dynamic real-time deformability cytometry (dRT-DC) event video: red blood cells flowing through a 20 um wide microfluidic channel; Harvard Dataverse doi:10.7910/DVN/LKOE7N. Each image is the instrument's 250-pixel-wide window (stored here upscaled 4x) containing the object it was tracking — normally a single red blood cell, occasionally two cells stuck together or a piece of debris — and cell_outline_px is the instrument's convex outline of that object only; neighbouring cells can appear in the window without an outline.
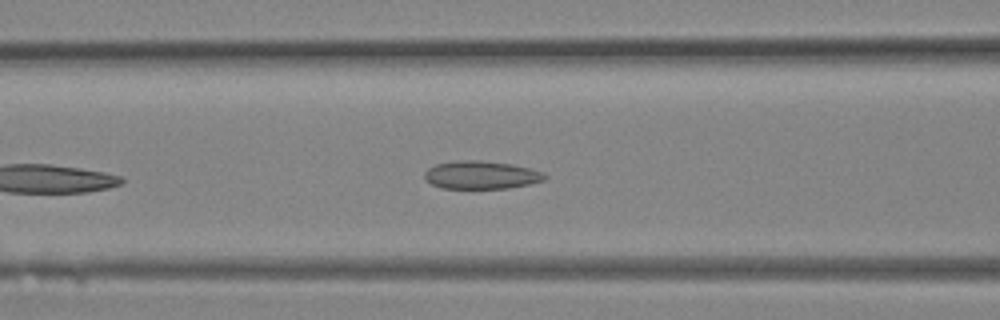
{"species": "Egyptian fruit bat (a non-hibernating species)", "species_latin": "Rousettus aegyptiacus", "temperature_condition": "room temperature", "stored_images_in_passage": 22, "camera_frame_rate_fps": 3000, "um_per_image_px": 0.085, "animal": {"sex": "female"}, "frame": {"image": 1, "passage_image": 6, "time_ms": 1.667, "image_size_px": [1000, 320], "cell_outline_px": [[548, 176], [544, 180], [528, 184], [508, 188], [440, 188], [432, 184], [424, 176], [424, 172], [428, 168], [436, 164], [460, 160], [480, 160], [512, 164], [544, 172]], "centroid_in_image_um": [40.91, 14.87], "position_along_channel_um": 125.7, "area_um2": 19.54}}
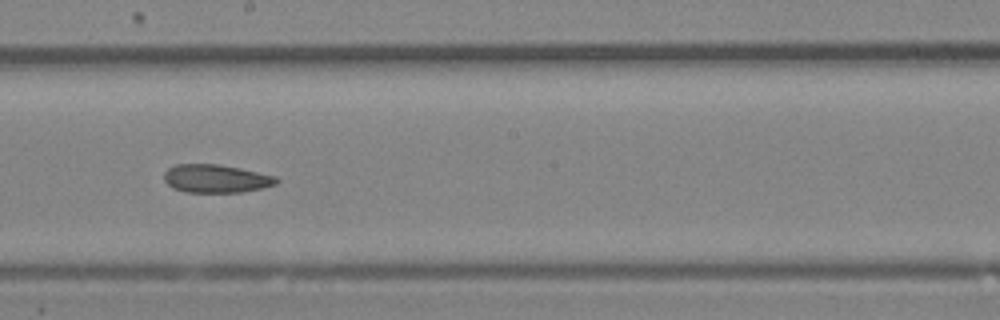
{"frame": {"image": 2, "passage_image": 11, "time_ms": 3.333, "image_size_px": [1000, 320], "cell_outline_px": [[280, 180], [276, 184], [260, 188], [240, 192], [184, 192], [172, 188], [164, 180], [164, 172], [168, 168], [176, 164], [220, 164], [240, 168], [276, 176]], "centroid_in_image_um": [18.34, 15.17], "position_along_channel_um": 229.9, "area_um2": 18.5}}
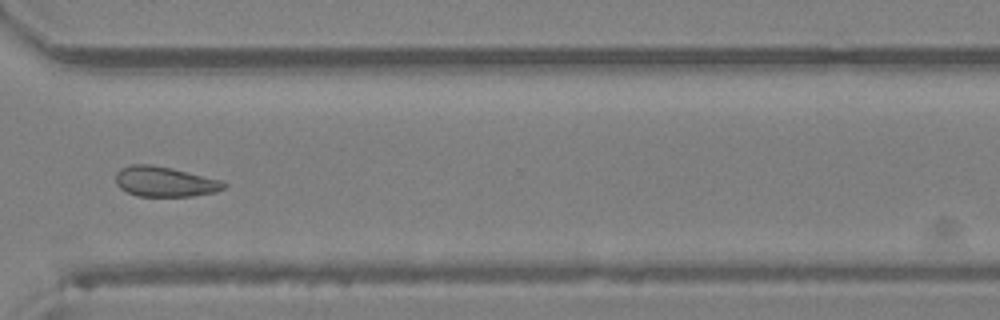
{"frame": {"image": 3, "passage_image": 17, "time_ms": 5.333, "image_size_px": [1000, 320], "cell_outline_px": [[228, 184], [224, 188], [216, 192], [192, 196], [136, 196], [120, 188], [116, 184], [116, 172], [120, 168], [132, 164], [152, 164], [220, 180]], "centroid_in_image_um": [13.97, 15.44], "position_along_channel_um": 356.6, "area_um2": 18.84}}